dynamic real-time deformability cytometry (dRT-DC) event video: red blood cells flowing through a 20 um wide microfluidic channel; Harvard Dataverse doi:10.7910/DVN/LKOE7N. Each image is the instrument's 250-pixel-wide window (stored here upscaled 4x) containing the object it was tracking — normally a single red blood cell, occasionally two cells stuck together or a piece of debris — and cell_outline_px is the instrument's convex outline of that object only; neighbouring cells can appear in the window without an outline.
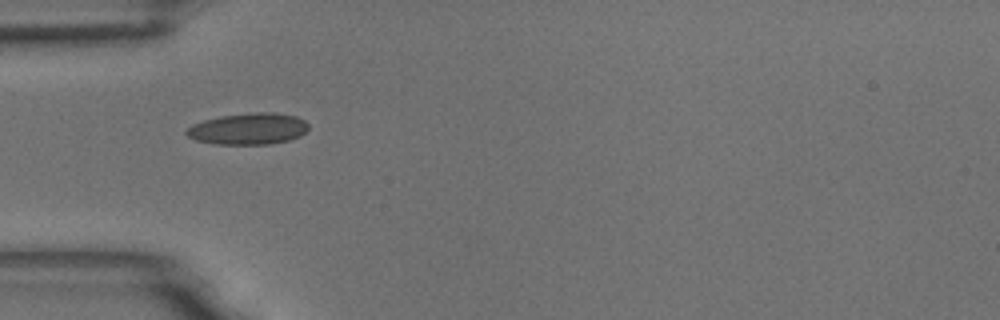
{"species": "common noctule bat (a hibernating species)", "species_latin": "Nyctalus noctula", "temperature_condition": "room temperature", "stored_images_in_passage": 40, "camera_frame_rate_fps": 3000, "um_per_image_px": 0.085, "animal": {"sex": "male", "body_mass_g": 18.8}, "frame": {"image": 1, "passage_image": 1, "time_ms": 0.0, "image_size_px": [1000, 320], "cell_outline_px": [[308, 128], [300, 136], [288, 140], [268, 144], [216, 144], [196, 140], [188, 136], [184, 132], [192, 124], [204, 120], [220, 116], [256, 112], [276, 112], [296, 116], [304, 120], [308, 124]], "centroid_in_image_um": [21.11, 10.94], "position_along_channel_um": 63.9, "area_um2": 22.31}}
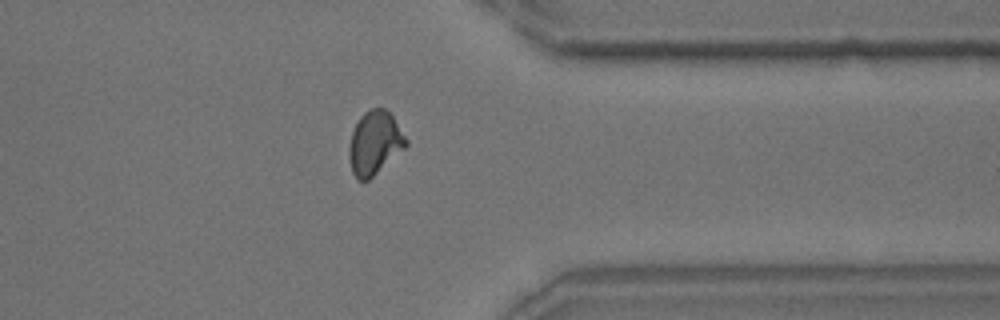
{"frame": {"image": 2, "passage_image": 28, "time_ms": 9.0, "image_size_px": [1000, 320], "cell_outline_px": [[408, 144], [404, 148], [368, 180], [356, 180], [352, 172], [348, 156], [348, 148], [352, 132], [360, 116], [364, 112], [372, 108], [384, 108], [392, 116], [408, 140]], "centroid_in_image_um": [31.82, 12.15], "position_along_channel_um": 379.6, "area_um2": 20.81}}
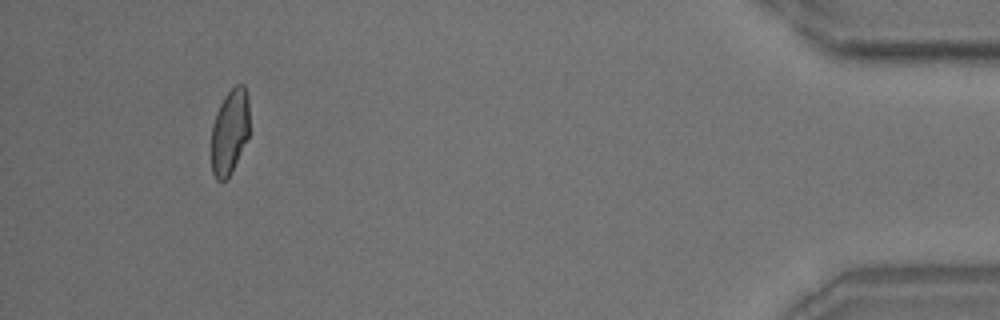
{"frame": {"image": 3, "passage_image": 36, "time_ms": 11.667, "image_size_px": [1000, 320], "cell_outline_px": [[248, 136], [232, 172], [224, 180], [216, 180], [212, 172], [212, 124], [216, 112], [224, 96], [236, 84], [244, 84], [248, 96]], "centroid_in_image_um": [19.52, 11.17], "position_along_channel_um": 415.7, "area_um2": 18.79}, "authors_computed_cell_mechanics": {"area_um2": 19.941, "velocity_mm_per_s": 3.5852, "shape_relaxation_time_tau1_ms": 5.3344, "shape_relaxation_time_tau2_ms": 1.7259, "deformation_change_tau1": 0.1427, "deformation_change_tau2": 0.0698}}